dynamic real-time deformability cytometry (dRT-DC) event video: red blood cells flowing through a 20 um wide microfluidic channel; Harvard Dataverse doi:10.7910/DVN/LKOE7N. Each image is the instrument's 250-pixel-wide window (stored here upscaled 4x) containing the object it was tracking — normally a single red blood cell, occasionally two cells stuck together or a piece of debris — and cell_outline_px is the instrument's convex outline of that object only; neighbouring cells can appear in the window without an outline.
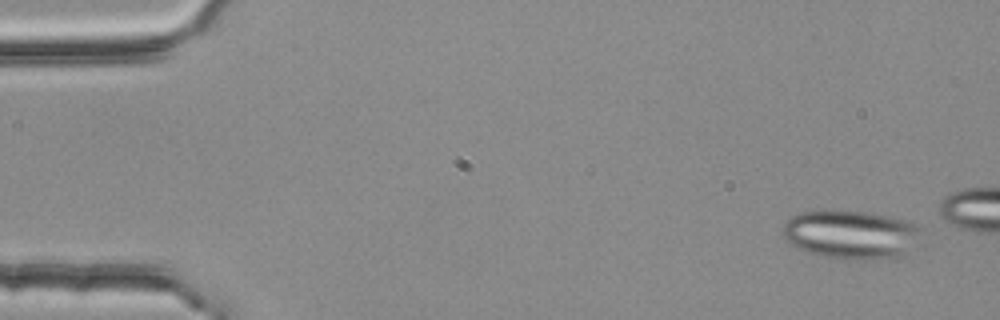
{"species": "common noctule bat (a hibernating species)", "species_latin": "Nyctalus noctula", "temperature_condition": "room temperature", "stored_images_in_passage": 5, "camera_frame_rate_fps": 3000, "um_per_image_px": 0.085, "animal": {"sex": "female", "body_mass_g": 25.1}, "frame": {"image": 1, "passage_image": 1, "time_ms": 0.0, "image_size_px": [1000, 320], "cell_outline_px": [[920, 228], [916, 236], [904, 252], [900, 256], [872, 260], [848, 260], [820, 256], [804, 252], [792, 244], [784, 236], [784, 224], [792, 216], [800, 212], [868, 212], [888, 216], [904, 220], [916, 224]], "centroid_in_image_um": [72.26, 19.96], "position_along_channel_um": 12.7, "area_um2": 38.26}}